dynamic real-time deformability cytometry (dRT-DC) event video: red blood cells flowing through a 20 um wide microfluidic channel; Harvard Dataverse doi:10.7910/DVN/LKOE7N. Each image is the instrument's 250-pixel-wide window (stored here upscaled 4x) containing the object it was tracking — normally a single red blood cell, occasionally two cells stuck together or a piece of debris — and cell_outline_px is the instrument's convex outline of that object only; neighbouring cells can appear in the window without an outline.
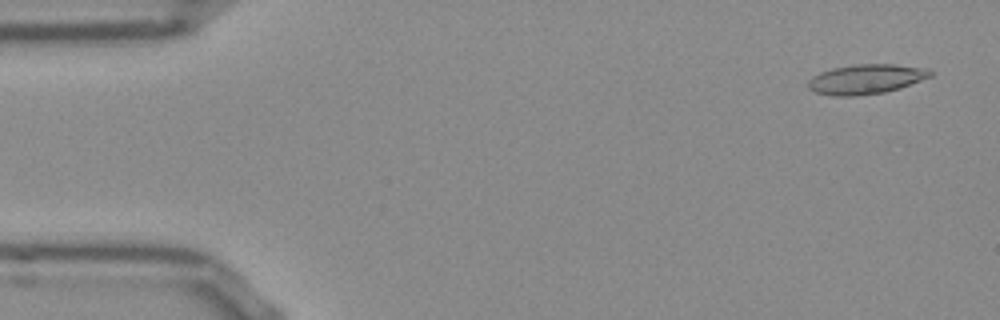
{"species": "Egyptian fruit bat (a non-hibernating species)", "species_latin": "Rousettus aegyptiacus", "temperature_condition": "room temperature", "stored_images_in_passage": 20, "camera_frame_rate_fps": 3000, "um_per_image_px": 0.085, "frame": {"image": 1, "passage_image": 2, "time_ms": 0.333, "image_size_px": [1000, 320], "cell_outline_px": [[932, 76], [900, 88], [884, 92], [856, 96], [832, 96], [816, 92], [808, 88], [808, 80], [812, 76], [820, 72], [832, 68], [856, 64], [896, 64], [924, 68], [932, 72]], "centroid_in_image_um": [73.58, 6.73], "position_along_channel_um": 11.4, "area_um2": 21.15}}
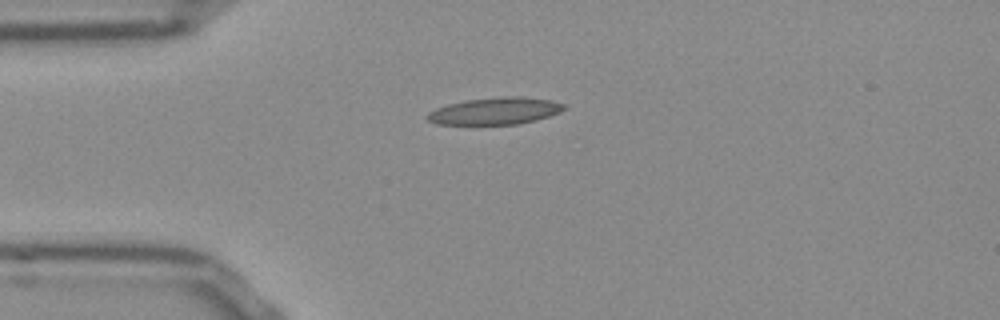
{"frame": {"image": 2, "passage_image": 12, "time_ms": 3.667, "image_size_px": [1000, 320], "cell_outline_px": [[568, 108], [560, 112], [536, 120], [516, 124], [436, 124], [428, 120], [424, 116], [428, 112], [436, 108], [448, 104], [464, 100], [500, 96], [520, 96], [552, 100], [564, 104]], "centroid_in_image_um": [42.08, 9.42], "position_along_channel_um": 42.9, "area_um2": 21.68}}
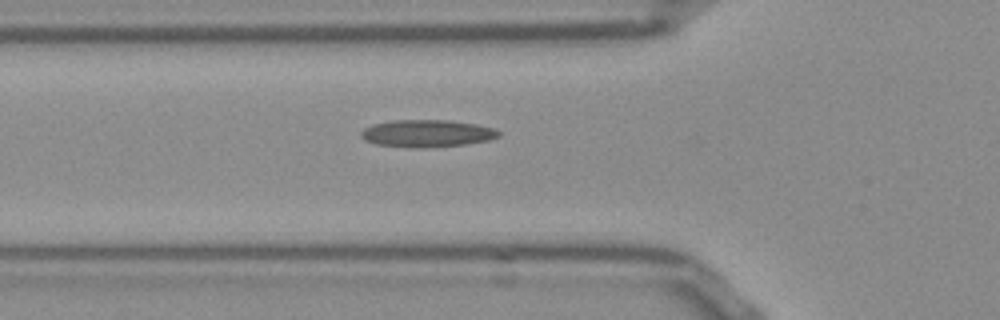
{"frame": {"image": 3, "passage_image": 17, "time_ms": 5.333, "image_size_px": [1000, 320], "cell_outline_px": [[500, 136], [488, 140], [464, 144], [376, 144], [364, 140], [360, 136], [360, 132], [364, 128], [372, 124], [392, 120], [448, 120], [476, 124], [496, 128], [500, 132]], "centroid_in_image_um": [36.32, 11.26], "position_along_channel_um": 89.5, "area_um2": 20.58}}